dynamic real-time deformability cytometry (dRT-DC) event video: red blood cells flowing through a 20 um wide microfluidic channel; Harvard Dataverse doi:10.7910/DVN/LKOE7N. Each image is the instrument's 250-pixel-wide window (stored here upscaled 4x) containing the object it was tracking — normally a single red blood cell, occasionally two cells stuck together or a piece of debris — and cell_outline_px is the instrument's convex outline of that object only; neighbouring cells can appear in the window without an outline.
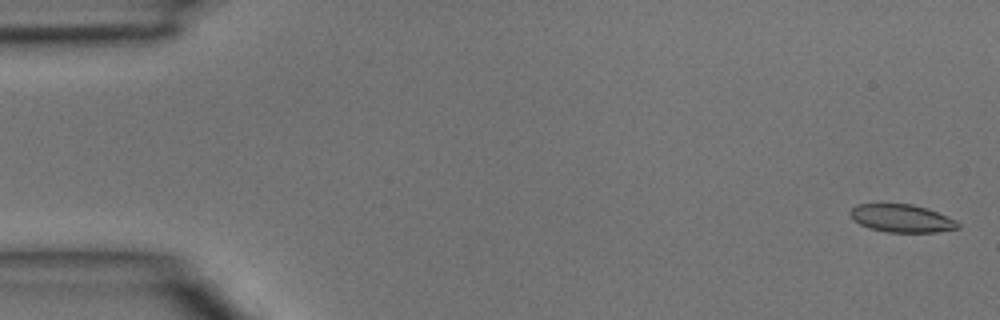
{"species": "common noctule bat (a hibernating species)", "species_latin": "Nyctalus noctula", "temperature_condition": "room temperature", "stored_images_in_passage": 3, "camera_frame_rate_fps": 3000, "um_per_image_px": 0.085, "animal": {"sex": "male", "body_mass_g": 15.6}, "frame": {"image": 1, "passage_image": 1, "time_ms": 0.0, "image_size_px": [1000, 320], "cell_outline_px": [[960, 228], [936, 232], [888, 232], [868, 228], [852, 220], [848, 212], [856, 204], [912, 204], [928, 208], [956, 220], [960, 224]], "centroid_in_image_um": [76.63, 18.56], "position_along_channel_um": 8.4, "area_um2": 17.63}}